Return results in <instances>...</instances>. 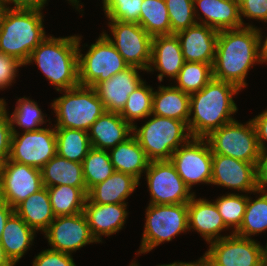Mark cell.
I'll use <instances>...</instances> for the list:
<instances>
[{"instance_id":"d4e9b609","label":"cell","mask_w":267,"mask_h":266,"mask_svg":"<svg viewBox=\"0 0 267 266\" xmlns=\"http://www.w3.org/2000/svg\"><path fill=\"white\" fill-rule=\"evenodd\" d=\"M140 182L133 176L114 171L102 183L93 186L87 193V199L95 204H119L132 195Z\"/></svg>"},{"instance_id":"52a82bcc","label":"cell","mask_w":267,"mask_h":266,"mask_svg":"<svg viewBox=\"0 0 267 266\" xmlns=\"http://www.w3.org/2000/svg\"><path fill=\"white\" fill-rule=\"evenodd\" d=\"M145 225L138 254H145L163 242L189 231L188 203L148 204L145 213Z\"/></svg>"},{"instance_id":"ab89813d","label":"cell","mask_w":267,"mask_h":266,"mask_svg":"<svg viewBox=\"0 0 267 266\" xmlns=\"http://www.w3.org/2000/svg\"><path fill=\"white\" fill-rule=\"evenodd\" d=\"M167 6L171 35L177 34L197 23L194 15V0H164Z\"/></svg>"},{"instance_id":"ffe728a7","label":"cell","mask_w":267,"mask_h":266,"mask_svg":"<svg viewBox=\"0 0 267 266\" xmlns=\"http://www.w3.org/2000/svg\"><path fill=\"white\" fill-rule=\"evenodd\" d=\"M126 209L127 203L95 204L86 199L83 213L97 243H102L101 236H111L123 228L128 216Z\"/></svg>"},{"instance_id":"7dc6e473","label":"cell","mask_w":267,"mask_h":266,"mask_svg":"<svg viewBox=\"0 0 267 266\" xmlns=\"http://www.w3.org/2000/svg\"><path fill=\"white\" fill-rule=\"evenodd\" d=\"M251 120L253 121L256 129L259 149L260 151L266 150L267 146L265 141H267V109L259 115L253 117Z\"/></svg>"},{"instance_id":"30bf717a","label":"cell","mask_w":267,"mask_h":266,"mask_svg":"<svg viewBox=\"0 0 267 266\" xmlns=\"http://www.w3.org/2000/svg\"><path fill=\"white\" fill-rule=\"evenodd\" d=\"M209 244L204 253L208 266H261L267 260V245L233 232Z\"/></svg>"},{"instance_id":"5b68a950","label":"cell","mask_w":267,"mask_h":266,"mask_svg":"<svg viewBox=\"0 0 267 266\" xmlns=\"http://www.w3.org/2000/svg\"><path fill=\"white\" fill-rule=\"evenodd\" d=\"M141 127L133 126L135 136L150 161L170 160L173 152L187 143L191 134L186 122L150 115Z\"/></svg>"},{"instance_id":"6f0895ef","label":"cell","mask_w":267,"mask_h":266,"mask_svg":"<svg viewBox=\"0 0 267 266\" xmlns=\"http://www.w3.org/2000/svg\"><path fill=\"white\" fill-rule=\"evenodd\" d=\"M238 5H240L244 0H234Z\"/></svg>"},{"instance_id":"d590c367","label":"cell","mask_w":267,"mask_h":266,"mask_svg":"<svg viewBox=\"0 0 267 266\" xmlns=\"http://www.w3.org/2000/svg\"><path fill=\"white\" fill-rule=\"evenodd\" d=\"M153 90V87L143 81L128 96L126 104L119 114L132 127L135 125V120L149 118L152 114Z\"/></svg>"},{"instance_id":"816d5d0a","label":"cell","mask_w":267,"mask_h":266,"mask_svg":"<svg viewBox=\"0 0 267 266\" xmlns=\"http://www.w3.org/2000/svg\"><path fill=\"white\" fill-rule=\"evenodd\" d=\"M259 34V50H260V62L261 64L267 63V37L263 40L262 32L258 28Z\"/></svg>"},{"instance_id":"ac0fdd59","label":"cell","mask_w":267,"mask_h":266,"mask_svg":"<svg viewBox=\"0 0 267 266\" xmlns=\"http://www.w3.org/2000/svg\"><path fill=\"white\" fill-rule=\"evenodd\" d=\"M139 70L144 71L138 67L129 66L94 87L106 111L114 113L122 111L128 96L143 82Z\"/></svg>"},{"instance_id":"f5cc1de1","label":"cell","mask_w":267,"mask_h":266,"mask_svg":"<svg viewBox=\"0 0 267 266\" xmlns=\"http://www.w3.org/2000/svg\"><path fill=\"white\" fill-rule=\"evenodd\" d=\"M0 266H15L6 256L3 247L0 244Z\"/></svg>"},{"instance_id":"277c9868","label":"cell","mask_w":267,"mask_h":266,"mask_svg":"<svg viewBox=\"0 0 267 266\" xmlns=\"http://www.w3.org/2000/svg\"><path fill=\"white\" fill-rule=\"evenodd\" d=\"M42 13L6 9L0 23V53L17 58L26 66L32 51L47 37Z\"/></svg>"},{"instance_id":"9a60e30c","label":"cell","mask_w":267,"mask_h":266,"mask_svg":"<svg viewBox=\"0 0 267 266\" xmlns=\"http://www.w3.org/2000/svg\"><path fill=\"white\" fill-rule=\"evenodd\" d=\"M41 170L7 159L0 163V199L15 208L42 189Z\"/></svg>"},{"instance_id":"6da1fadb","label":"cell","mask_w":267,"mask_h":266,"mask_svg":"<svg viewBox=\"0 0 267 266\" xmlns=\"http://www.w3.org/2000/svg\"><path fill=\"white\" fill-rule=\"evenodd\" d=\"M260 62L258 28L242 27L218 31L213 78L246 88L249 69Z\"/></svg>"},{"instance_id":"83f0119b","label":"cell","mask_w":267,"mask_h":266,"mask_svg":"<svg viewBox=\"0 0 267 266\" xmlns=\"http://www.w3.org/2000/svg\"><path fill=\"white\" fill-rule=\"evenodd\" d=\"M14 211L36 232L42 233L55 219L47 187L30 195L19 203Z\"/></svg>"},{"instance_id":"4dcf8cb0","label":"cell","mask_w":267,"mask_h":266,"mask_svg":"<svg viewBox=\"0 0 267 266\" xmlns=\"http://www.w3.org/2000/svg\"><path fill=\"white\" fill-rule=\"evenodd\" d=\"M47 189L55 217L83 212L87 199V188L60 185L47 187Z\"/></svg>"},{"instance_id":"60d3db41","label":"cell","mask_w":267,"mask_h":266,"mask_svg":"<svg viewBox=\"0 0 267 266\" xmlns=\"http://www.w3.org/2000/svg\"><path fill=\"white\" fill-rule=\"evenodd\" d=\"M103 11L108 20L137 23L140 21L143 0H102Z\"/></svg>"},{"instance_id":"b9f144b4","label":"cell","mask_w":267,"mask_h":266,"mask_svg":"<svg viewBox=\"0 0 267 266\" xmlns=\"http://www.w3.org/2000/svg\"><path fill=\"white\" fill-rule=\"evenodd\" d=\"M6 103L4 98L0 103V163L9 158L12 137V127Z\"/></svg>"},{"instance_id":"d6a6232c","label":"cell","mask_w":267,"mask_h":266,"mask_svg":"<svg viewBox=\"0 0 267 266\" xmlns=\"http://www.w3.org/2000/svg\"><path fill=\"white\" fill-rule=\"evenodd\" d=\"M139 25L151 36L171 35V25L164 0H143Z\"/></svg>"},{"instance_id":"ba28073f","label":"cell","mask_w":267,"mask_h":266,"mask_svg":"<svg viewBox=\"0 0 267 266\" xmlns=\"http://www.w3.org/2000/svg\"><path fill=\"white\" fill-rule=\"evenodd\" d=\"M78 36L79 84L94 88L118 72L129 67L113 44L101 33L96 42L89 46L87 53H81Z\"/></svg>"},{"instance_id":"44dd1931","label":"cell","mask_w":267,"mask_h":266,"mask_svg":"<svg viewBox=\"0 0 267 266\" xmlns=\"http://www.w3.org/2000/svg\"><path fill=\"white\" fill-rule=\"evenodd\" d=\"M180 42L175 34L152 37L151 61L146 72H160L158 81L163 77L176 79L184 64Z\"/></svg>"},{"instance_id":"db71d44e","label":"cell","mask_w":267,"mask_h":266,"mask_svg":"<svg viewBox=\"0 0 267 266\" xmlns=\"http://www.w3.org/2000/svg\"><path fill=\"white\" fill-rule=\"evenodd\" d=\"M69 1V3H71L72 4V6H75V8H76V10L77 11H83L81 8H82V6H84V5H80V0H68Z\"/></svg>"},{"instance_id":"e0dca14e","label":"cell","mask_w":267,"mask_h":266,"mask_svg":"<svg viewBox=\"0 0 267 266\" xmlns=\"http://www.w3.org/2000/svg\"><path fill=\"white\" fill-rule=\"evenodd\" d=\"M210 184L256 194V165L230 156L213 154Z\"/></svg>"},{"instance_id":"484cf974","label":"cell","mask_w":267,"mask_h":266,"mask_svg":"<svg viewBox=\"0 0 267 266\" xmlns=\"http://www.w3.org/2000/svg\"><path fill=\"white\" fill-rule=\"evenodd\" d=\"M36 231L14 211L6 221L0 244L6 256L16 265L34 243Z\"/></svg>"},{"instance_id":"f1b7e54d","label":"cell","mask_w":267,"mask_h":266,"mask_svg":"<svg viewBox=\"0 0 267 266\" xmlns=\"http://www.w3.org/2000/svg\"><path fill=\"white\" fill-rule=\"evenodd\" d=\"M40 170L44 187L69 185L86 188L81 162L70 161L56 154Z\"/></svg>"},{"instance_id":"9c48e42d","label":"cell","mask_w":267,"mask_h":266,"mask_svg":"<svg viewBox=\"0 0 267 266\" xmlns=\"http://www.w3.org/2000/svg\"><path fill=\"white\" fill-rule=\"evenodd\" d=\"M213 154H222L257 165L260 149L253 121L233 120L205 138Z\"/></svg>"},{"instance_id":"f6af8a7d","label":"cell","mask_w":267,"mask_h":266,"mask_svg":"<svg viewBox=\"0 0 267 266\" xmlns=\"http://www.w3.org/2000/svg\"><path fill=\"white\" fill-rule=\"evenodd\" d=\"M24 66L17 58L0 53V90L8 88L15 81L19 67Z\"/></svg>"},{"instance_id":"7bdbcfd3","label":"cell","mask_w":267,"mask_h":266,"mask_svg":"<svg viewBox=\"0 0 267 266\" xmlns=\"http://www.w3.org/2000/svg\"><path fill=\"white\" fill-rule=\"evenodd\" d=\"M240 18L243 27H254L244 23L242 17L267 23V0H244L240 5Z\"/></svg>"},{"instance_id":"9f6ffc18","label":"cell","mask_w":267,"mask_h":266,"mask_svg":"<svg viewBox=\"0 0 267 266\" xmlns=\"http://www.w3.org/2000/svg\"><path fill=\"white\" fill-rule=\"evenodd\" d=\"M129 266H139V264H137L136 261L133 260Z\"/></svg>"},{"instance_id":"836d02e7","label":"cell","mask_w":267,"mask_h":266,"mask_svg":"<svg viewBox=\"0 0 267 266\" xmlns=\"http://www.w3.org/2000/svg\"><path fill=\"white\" fill-rule=\"evenodd\" d=\"M260 194L257 199L252 200L248 196L246 211L240 228L236 235L250 238L267 230V192L256 191ZM267 245V243H266Z\"/></svg>"},{"instance_id":"8992f818","label":"cell","mask_w":267,"mask_h":266,"mask_svg":"<svg viewBox=\"0 0 267 266\" xmlns=\"http://www.w3.org/2000/svg\"><path fill=\"white\" fill-rule=\"evenodd\" d=\"M62 96L51 103L56 114L55 128H71L88 132L106 111L94 88L81 86L58 91Z\"/></svg>"},{"instance_id":"c3c4849f","label":"cell","mask_w":267,"mask_h":266,"mask_svg":"<svg viewBox=\"0 0 267 266\" xmlns=\"http://www.w3.org/2000/svg\"><path fill=\"white\" fill-rule=\"evenodd\" d=\"M7 9H27L42 11L48 0H2ZM13 3V7L11 6Z\"/></svg>"},{"instance_id":"681fc988","label":"cell","mask_w":267,"mask_h":266,"mask_svg":"<svg viewBox=\"0 0 267 266\" xmlns=\"http://www.w3.org/2000/svg\"><path fill=\"white\" fill-rule=\"evenodd\" d=\"M14 212V208L10 207L5 201L0 199V239L9 216Z\"/></svg>"},{"instance_id":"1f68e13d","label":"cell","mask_w":267,"mask_h":266,"mask_svg":"<svg viewBox=\"0 0 267 266\" xmlns=\"http://www.w3.org/2000/svg\"><path fill=\"white\" fill-rule=\"evenodd\" d=\"M57 154L70 161L83 162L92 148L88 132L71 128H55Z\"/></svg>"},{"instance_id":"f35d334b","label":"cell","mask_w":267,"mask_h":266,"mask_svg":"<svg viewBox=\"0 0 267 266\" xmlns=\"http://www.w3.org/2000/svg\"><path fill=\"white\" fill-rule=\"evenodd\" d=\"M10 115L12 130H15V126L22 128L24 131L38 130L42 128L41 125L48 122V119H44V113L38 104L25 96L18 99L15 110Z\"/></svg>"},{"instance_id":"5bb4252c","label":"cell","mask_w":267,"mask_h":266,"mask_svg":"<svg viewBox=\"0 0 267 266\" xmlns=\"http://www.w3.org/2000/svg\"><path fill=\"white\" fill-rule=\"evenodd\" d=\"M170 161L190 189L199 183L210 184L213 153L205 138H191L173 152Z\"/></svg>"},{"instance_id":"8d00e7d4","label":"cell","mask_w":267,"mask_h":266,"mask_svg":"<svg viewBox=\"0 0 267 266\" xmlns=\"http://www.w3.org/2000/svg\"><path fill=\"white\" fill-rule=\"evenodd\" d=\"M213 78L212 66L202 62H184L174 85L183 92L192 94L200 91Z\"/></svg>"},{"instance_id":"3957f363","label":"cell","mask_w":267,"mask_h":266,"mask_svg":"<svg viewBox=\"0 0 267 266\" xmlns=\"http://www.w3.org/2000/svg\"><path fill=\"white\" fill-rule=\"evenodd\" d=\"M35 62L57 91L79 84L78 36L47 37L32 51L26 64Z\"/></svg>"},{"instance_id":"680465c9","label":"cell","mask_w":267,"mask_h":266,"mask_svg":"<svg viewBox=\"0 0 267 266\" xmlns=\"http://www.w3.org/2000/svg\"><path fill=\"white\" fill-rule=\"evenodd\" d=\"M261 266H267V260Z\"/></svg>"},{"instance_id":"11a10c76","label":"cell","mask_w":267,"mask_h":266,"mask_svg":"<svg viewBox=\"0 0 267 266\" xmlns=\"http://www.w3.org/2000/svg\"><path fill=\"white\" fill-rule=\"evenodd\" d=\"M6 6L4 4V2L2 0H0V23H1V20H2V17L4 15V12L6 10Z\"/></svg>"},{"instance_id":"74e56055","label":"cell","mask_w":267,"mask_h":266,"mask_svg":"<svg viewBox=\"0 0 267 266\" xmlns=\"http://www.w3.org/2000/svg\"><path fill=\"white\" fill-rule=\"evenodd\" d=\"M248 194L228 193L218 197L214 203L225 225L235 233L241 226L246 211Z\"/></svg>"},{"instance_id":"ee69618b","label":"cell","mask_w":267,"mask_h":266,"mask_svg":"<svg viewBox=\"0 0 267 266\" xmlns=\"http://www.w3.org/2000/svg\"><path fill=\"white\" fill-rule=\"evenodd\" d=\"M32 263V266H76L71 254L49 248L37 254Z\"/></svg>"},{"instance_id":"7c38bea8","label":"cell","mask_w":267,"mask_h":266,"mask_svg":"<svg viewBox=\"0 0 267 266\" xmlns=\"http://www.w3.org/2000/svg\"><path fill=\"white\" fill-rule=\"evenodd\" d=\"M146 172L149 204L188 203L195 192L183 182L170 160L150 161Z\"/></svg>"},{"instance_id":"4316f807","label":"cell","mask_w":267,"mask_h":266,"mask_svg":"<svg viewBox=\"0 0 267 266\" xmlns=\"http://www.w3.org/2000/svg\"><path fill=\"white\" fill-rule=\"evenodd\" d=\"M109 151L115 171L129 174L140 181L142 174H145L149 166L150 160L133 134Z\"/></svg>"},{"instance_id":"603a6c76","label":"cell","mask_w":267,"mask_h":266,"mask_svg":"<svg viewBox=\"0 0 267 266\" xmlns=\"http://www.w3.org/2000/svg\"><path fill=\"white\" fill-rule=\"evenodd\" d=\"M194 15L197 23L210 26L217 31L243 27L240 7L234 0H194Z\"/></svg>"},{"instance_id":"8fae6325","label":"cell","mask_w":267,"mask_h":266,"mask_svg":"<svg viewBox=\"0 0 267 266\" xmlns=\"http://www.w3.org/2000/svg\"><path fill=\"white\" fill-rule=\"evenodd\" d=\"M112 37L102 32L129 66L147 71L151 61L152 37L137 23L108 20Z\"/></svg>"},{"instance_id":"4fadbf2b","label":"cell","mask_w":267,"mask_h":266,"mask_svg":"<svg viewBox=\"0 0 267 266\" xmlns=\"http://www.w3.org/2000/svg\"><path fill=\"white\" fill-rule=\"evenodd\" d=\"M20 134L12 130L9 160L41 169L57 154L55 126Z\"/></svg>"},{"instance_id":"cb8c5ba5","label":"cell","mask_w":267,"mask_h":266,"mask_svg":"<svg viewBox=\"0 0 267 266\" xmlns=\"http://www.w3.org/2000/svg\"><path fill=\"white\" fill-rule=\"evenodd\" d=\"M133 127L119 113L105 111L90 127L88 136L91 146L109 151L128 139Z\"/></svg>"},{"instance_id":"e575fe53","label":"cell","mask_w":267,"mask_h":266,"mask_svg":"<svg viewBox=\"0 0 267 266\" xmlns=\"http://www.w3.org/2000/svg\"><path fill=\"white\" fill-rule=\"evenodd\" d=\"M83 176L87 192L95 185L102 183L114 173L109 151L91 148L83 159Z\"/></svg>"},{"instance_id":"2e32d148","label":"cell","mask_w":267,"mask_h":266,"mask_svg":"<svg viewBox=\"0 0 267 266\" xmlns=\"http://www.w3.org/2000/svg\"><path fill=\"white\" fill-rule=\"evenodd\" d=\"M43 234L51 249L71 255L76 250L97 242L83 212L55 217Z\"/></svg>"},{"instance_id":"7402d4cb","label":"cell","mask_w":267,"mask_h":266,"mask_svg":"<svg viewBox=\"0 0 267 266\" xmlns=\"http://www.w3.org/2000/svg\"><path fill=\"white\" fill-rule=\"evenodd\" d=\"M188 229L199 233L207 243L228 236H221L220 233L229 230L215 203L203 198L197 199L196 194L188 202Z\"/></svg>"},{"instance_id":"f546056e","label":"cell","mask_w":267,"mask_h":266,"mask_svg":"<svg viewBox=\"0 0 267 266\" xmlns=\"http://www.w3.org/2000/svg\"><path fill=\"white\" fill-rule=\"evenodd\" d=\"M157 90L153 94L152 115L172 118L188 124L190 94L171 85H160Z\"/></svg>"},{"instance_id":"f907efd6","label":"cell","mask_w":267,"mask_h":266,"mask_svg":"<svg viewBox=\"0 0 267 266\" xmlns=\"http://www.w3.org/2000/svg\"><path fill=\"white\" fill-rule=\"evenodd\" d=\"M157 266H208V262L206 257L203 255L202 257H200V259L196 262H173L170 264H161V265H157Z\"/></svg>"},{"instance_id":"bcb514c9","label":"cell","mask_w":267,"mask_h":266,"mask_svg":"<svg viewBox=\"0 0 267 266\" xmlns=\"http://www.w3.org/2000/svg\"><path fill=\"white\" fill-rule=\"evenodd\" d=\"M257 191L267 192V149L261 150L256 165Z\"/></svg>"},{"instance_id":"7a4b0ae2","label":"cell","mask_w":267,"mask_h":266,"mask_svg":"<svg viewBox=\"0 0 267 266\" xmlns=\"http://www.w3.org/2000/svg\"><path fill=\"white\" fill-rule=\"evenodd\" d=\"M236 85L214 78L200 91L190 94L188 128L192 138H206L211 132L235 120L238 106Z\"/></svg>"},{"instance_id":"d6986e66","label":"cell","mask_w":267,"mask_h":266,"mask_svg":"<svg viewBox=\"0 0 267 266\" xmlns=\"http://www.w3.org/2000/svg\"><path fill=\"white\" fill-rule=\"evenodd\" d=\"M180 42L184 61L213 65L218 31L196 23L175 34Z\"/></svg>"}]
</instances>
